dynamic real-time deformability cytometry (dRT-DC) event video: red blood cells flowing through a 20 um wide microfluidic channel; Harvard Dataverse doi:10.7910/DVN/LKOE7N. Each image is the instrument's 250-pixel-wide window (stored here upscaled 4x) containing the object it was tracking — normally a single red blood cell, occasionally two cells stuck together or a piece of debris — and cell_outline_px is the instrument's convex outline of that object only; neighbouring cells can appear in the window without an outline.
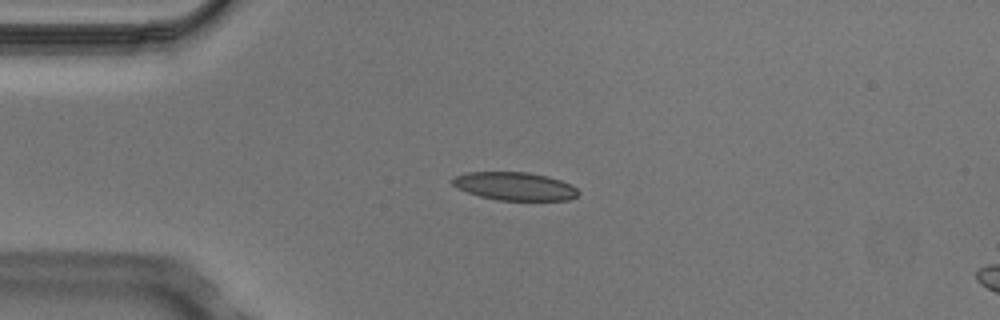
{"species": "Egyptian fruit bat (a non-hibernating species)", "species_latin": "Rousettus aegyptiacus", "temperature_condition": "cold", "stored_images_in_passage": 5, "segment_of_instrument_passage": [1, 2], "camera_frame_rate_fps": 3000, "um_per_image_px": 0.085, "animal": {"sex": "male"}, "frame": {"image": 1, "passage_image": 4, "time_ms": 1.0, "image_size_px": [1000, 320], "cell_outline_px": [[580, 192], [576, 196], [568, 200], [496, 200], [480, 196], [468, 192], [452, 184], [452, 180], [456, 176], [468, 172], [528, 172], [548, 176], [572, 184]], "centroid_in_image_um": [43.8, 15.83], "position_along_channel_um": 41.2, "area_um2": 20.52}}